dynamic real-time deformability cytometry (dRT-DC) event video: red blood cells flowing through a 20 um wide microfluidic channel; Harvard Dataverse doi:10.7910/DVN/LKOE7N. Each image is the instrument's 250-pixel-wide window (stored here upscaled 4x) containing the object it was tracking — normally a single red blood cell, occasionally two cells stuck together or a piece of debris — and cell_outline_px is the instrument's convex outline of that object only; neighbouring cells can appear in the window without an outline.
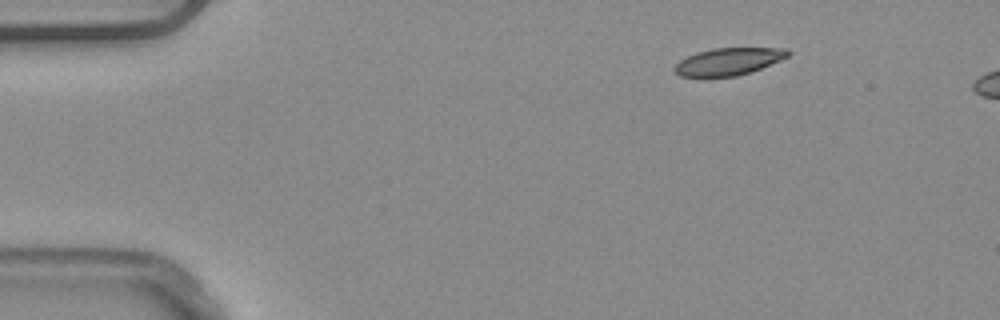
{"species": "common noctule bat (a hibernating species)", "species_latin": "Nyctalus noctula", "temperature_condition": "warm", "stored_images_in_passage": 6, "camera_frame_rate_fps": 3000, "um_per_image_px": 0.085, "animal": {"sex": "male", "body_mass_g": 20.4}, "frame": {"image": 1, "passage_image": 1, "time_ms": 0.0, "image_size_px": [1000, 320], "cell_outline_px": [[792, 52], [788, 56], [780, 60], [752, 72], [736, 76], [680, 76], [672, 72], [672, 68], [680, 60], [696, 52], [712, 48], [788, 48]], "centroid_in_image_um": [61.92, 5.22], "position_along_channel_um": 23.1, "area_um2": 18.09}}